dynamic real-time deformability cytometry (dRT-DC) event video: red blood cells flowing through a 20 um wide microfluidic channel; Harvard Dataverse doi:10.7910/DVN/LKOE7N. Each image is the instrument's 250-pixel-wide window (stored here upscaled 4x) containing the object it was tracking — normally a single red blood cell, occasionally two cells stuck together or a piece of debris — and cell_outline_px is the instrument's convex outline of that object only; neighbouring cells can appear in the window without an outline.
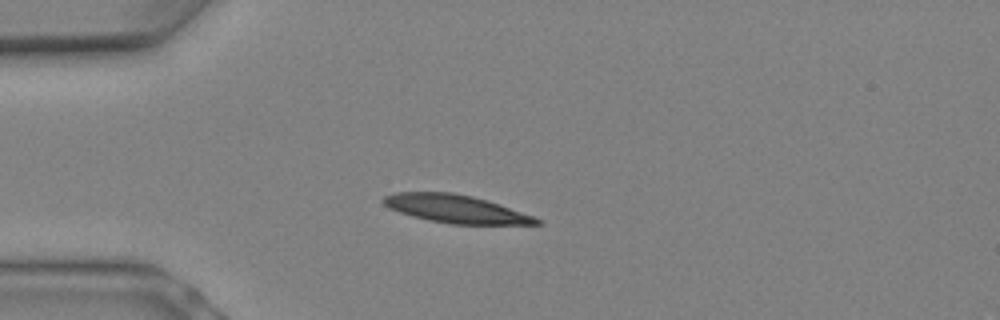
{"species": "Egyptian fruit bat (a non-hibernating species)", "species_latin": "Rousettus aegyptiacus", "temperature_condition": "warm", "stored_images_in_passage": 10, "camera_frame_rate_fps": 3000, "um_per_image_px": 0.085, "animal": {"sex": "female"}, "frame": {"image": 1, "passage_image": 5, "time_ms": 1.333, "image_size_px": [1000, 320], "cell_outline_px": [[544, 224], [452, 224], [428, 220], [412, 216], [388, 208], [380, 200], [384, 196], [396, 192], [452, 192], [472, 196], [488, 200], [536, 216], [544, 220]], "centroid_in_image_um": [38.79, 17.75], "position_along_channel_um": 46.2, "area_um2": 25.26}}
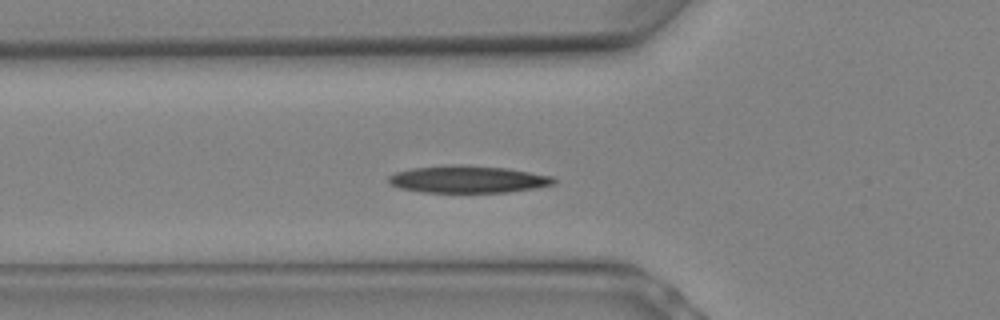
{"frame": {"image": 2, "passage_image": 7, "time_ms": 2.0, "image_size_px": [1000, 320], "cell_outline_px": [[556, 184], [508, 192], [424, 192], [400, 188], [392, 184], [388, 180], [388, 176], [392, 172], [412, 168], [448, 164], [460, 164], [508, 168], [552, 176], [556, 180]], "centroid_in_image_um": [39.75, 15.22], "position_along_channel_um": 86.1, "area_um2": 26.3}}